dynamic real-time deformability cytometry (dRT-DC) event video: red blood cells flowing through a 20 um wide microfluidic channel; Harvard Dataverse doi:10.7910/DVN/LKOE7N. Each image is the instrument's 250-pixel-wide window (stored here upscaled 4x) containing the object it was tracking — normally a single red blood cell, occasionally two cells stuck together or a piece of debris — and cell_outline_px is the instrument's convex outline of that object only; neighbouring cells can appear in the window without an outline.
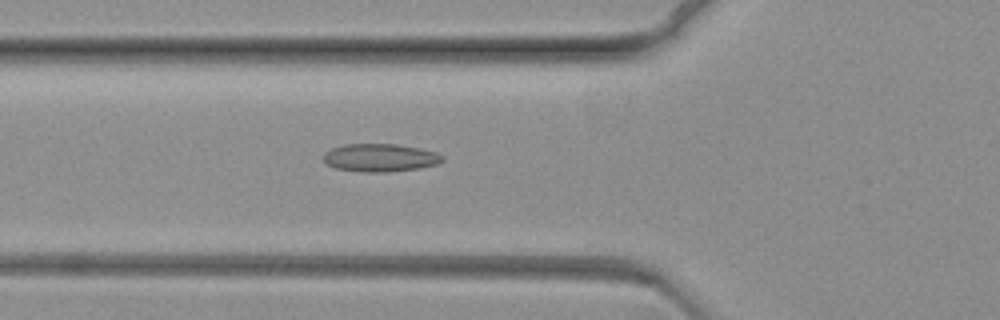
{"species": "common noctule bat (a hibernating species)", "species_latin": "Nyctalus noctula", "temperature_condition": "warm", "stored_images_in_passage": 39, "camera_frame_rate_fps": 3000, "um_per_image_px": 0.085, "animal": {"sex": "female", "body_mass_g": 19.3, "forearm_length_mm": 54.1}, "frame": {"image": 1, "passage_image": 5, "time_ms": 1.333, "image_size_px": [1000, 320], "cell_outline_px": [[444, 160], [436, 164], [420, 168], [388, 172], [364, 172], [336, 168], [328, 164], [324, 160], [324, 152], [332, 148], [344, 144], [396, 144], [420, 148], [436, 152], [444, 156]], "centroid_in_image_um": [32.33, 13.4], "position_along_channel_um": 93.5, "area_um2": 19.36}}
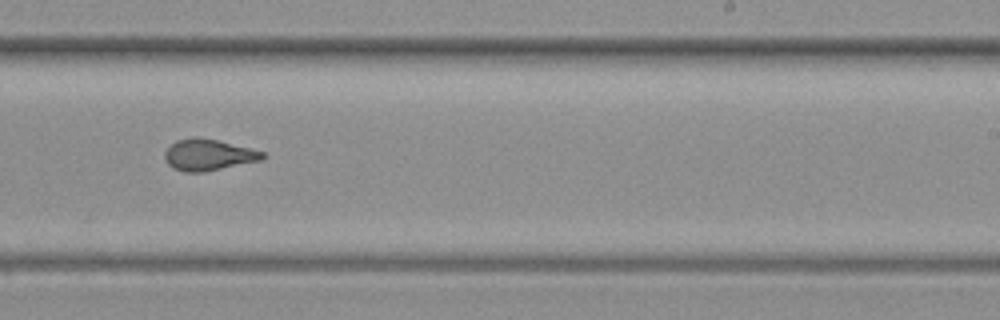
{"frame": {"image": 2, "passage_image": 24, "time_ms": 7.667, "image_size_px": [1000, 320], "cell_outline_px": [[264, 156], [260, 160], [204, 172], [184, 172], [172, 168], [164, 160], [164, 152], [176, 140], [216, 140], [264, 152]], "centroid_in_image_um": [17.67, 13.21], "position_along_channel_um": 271.3, "area_um2": 17.05}}
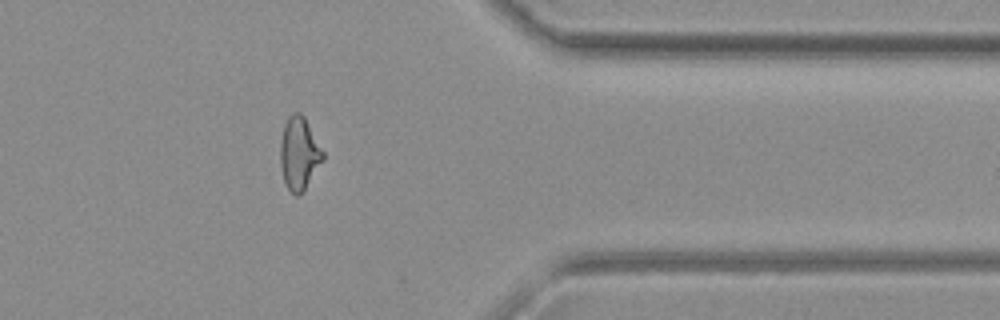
{"frame": {"image": 3, "passage_image": 38, "time_ms": 12.333, "image_size_px": [1000, 320], "cell_outline_px": [[324, 160], [300, 196], [296, 196], [288, 188], [284, 180], [280, 164], [280, 140], [284, 124], [288, 116], [292, 112], [300, 112], [304, 116], [324, 152]], "centroid_in_image_um": [25.43, 13.03], "position_along_channel_um": 386.0, "area_um2": 18.21}}